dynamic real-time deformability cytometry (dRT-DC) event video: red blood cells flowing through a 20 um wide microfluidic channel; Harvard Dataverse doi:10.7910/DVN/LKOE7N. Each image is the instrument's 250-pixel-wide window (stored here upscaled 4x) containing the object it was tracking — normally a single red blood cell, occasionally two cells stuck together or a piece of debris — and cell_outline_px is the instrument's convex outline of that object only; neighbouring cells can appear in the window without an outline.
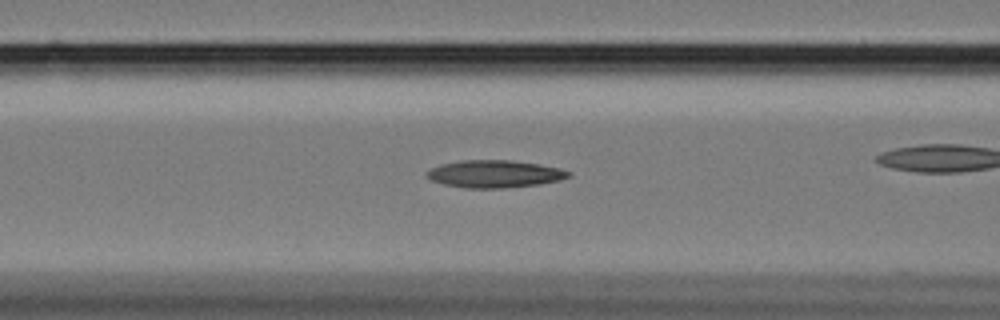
{"species": "Egyptian fruit bat (a non-hibernating species)", "species_latin": "Rousettus aegyptiacus", "temperature_condition": "cold", "stored_images_in_passage": 42, "camera_frame_rate_fps": 3000, "um_per_image_px": 0.085, "animal": {"sex": "female"}, "frame": {"image": 1, "passage_image": 18, "time_ms": 5.667, "image_size_px": [1000, 320], "cell_outline_px": [[572, 176], [560, 180], [540, 184], [508, 188], [464, 188], [444, 184], [432, 180], [428, 176], [428, 172], [432, 168], [440, 164], [460, 160], [512, 160], [560, 168], [572, 172]], "centroid_in_image_um": [42.09, 14.78], "position_along_channel_um": 124.5, "area_um2": 22.66}}
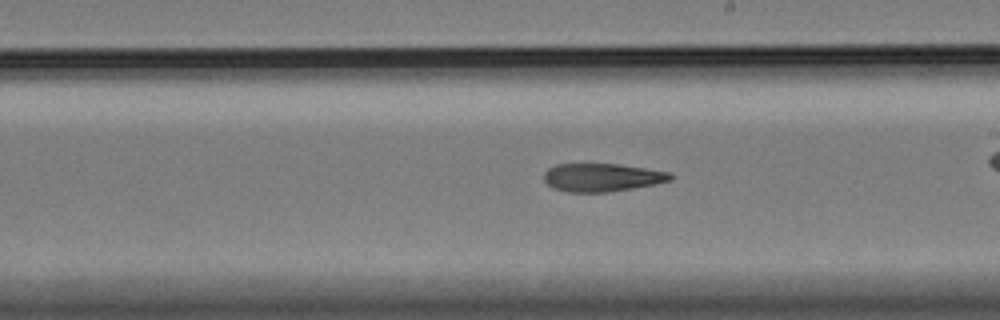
{"frame": {"image": 2, "passage_image": 28, "time_ms": 9.0, "image_size_px": [1000, 320], "cell_outline_px": [[672, 180], [656, 184], [608, 192], [568, 192], [552, 188], [544, 180], [544, 172], [548, 168], [556, 164], [620, 164], [672, 172]], "centroid_in_image_um": [51.18, 15.08], "position_along_channel_um": 237.8, "area_um2": 20.87}}
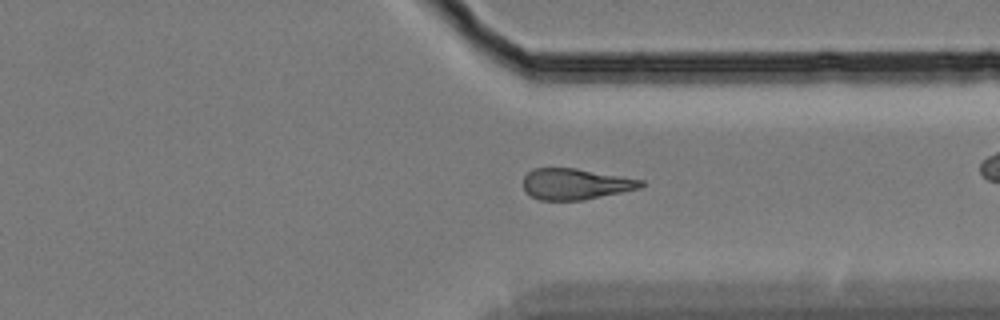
{"frame": {"image": 3, "passage_image": 39, "time_ms": 12.667, "image_size_px": [1000, 320], "cell_outline_px": [[644, 184], [640, 188], [584, 200], [540, 200], [528, 196], [524, 188], [524, 176], [532, 168], [576, 168], [644, 180]], "centroid_in_image_um": [48.89, 15.64], "position_along_channel_um": 362.5, "area_um2": 21.33}}